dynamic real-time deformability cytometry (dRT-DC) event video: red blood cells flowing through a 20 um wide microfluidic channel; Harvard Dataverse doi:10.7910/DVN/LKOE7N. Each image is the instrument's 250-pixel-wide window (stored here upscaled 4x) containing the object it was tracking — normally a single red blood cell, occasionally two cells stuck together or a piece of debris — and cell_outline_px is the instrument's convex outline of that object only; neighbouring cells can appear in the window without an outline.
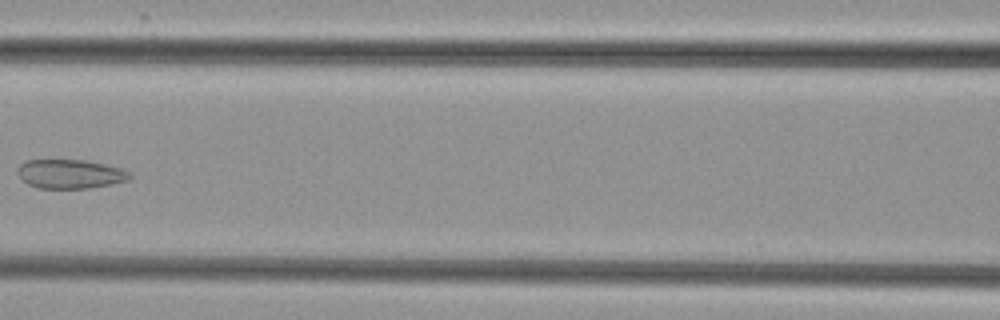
{"species": "common noctule bat (a hibernating species)", "species_latin": "Nyctalus noctula", "temperature_condition": "cold", "stored_images_in_passage": 8, "camera_frame_rate_fps": 3000, "um_per_image_px": 0.085, "animal": {"sex": "female", "body_mass_g": 29.2, "forearm_length_mm": 56.3}, "frame": {"image": 1, "passage_image": 7, "time_ms": 8.0, "image_size_px": [1000, 320], "cell_outline_px": [[132, 176], [128, 180], [112, 184], [88, 188], [36, 188], [28, 184], [16, 172], [20, 164], [24, 160], [84, 160], [104, 164], [120, 168], [128, 172]], "centroid_in_image_um": [5.94, 14.78], "position_along_channel_um": 160.7, "area_um2": 18.9}}
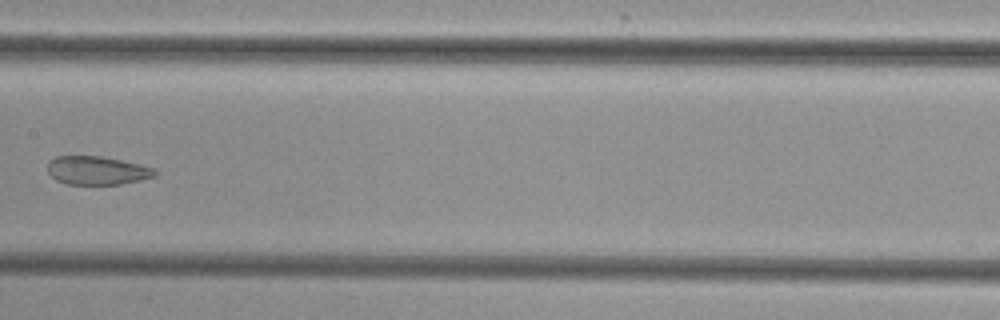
{"frame": {"image": 2, "passage_image": 8, "time_ms": 9.0, "image_size_px": [1000, 320], "cell_outline_px": [[156, 176], [140, 180], [120, 184], [68, 184], [56, 180], [48, 172], [48, 160], [56, 156], [100, 156], [120, 160], [152, 168], [156, 172]], "centroid_in_image_um": [8.2, 14.49], "position_along_channel_um": 199.2, "area_um2": 17.57}}